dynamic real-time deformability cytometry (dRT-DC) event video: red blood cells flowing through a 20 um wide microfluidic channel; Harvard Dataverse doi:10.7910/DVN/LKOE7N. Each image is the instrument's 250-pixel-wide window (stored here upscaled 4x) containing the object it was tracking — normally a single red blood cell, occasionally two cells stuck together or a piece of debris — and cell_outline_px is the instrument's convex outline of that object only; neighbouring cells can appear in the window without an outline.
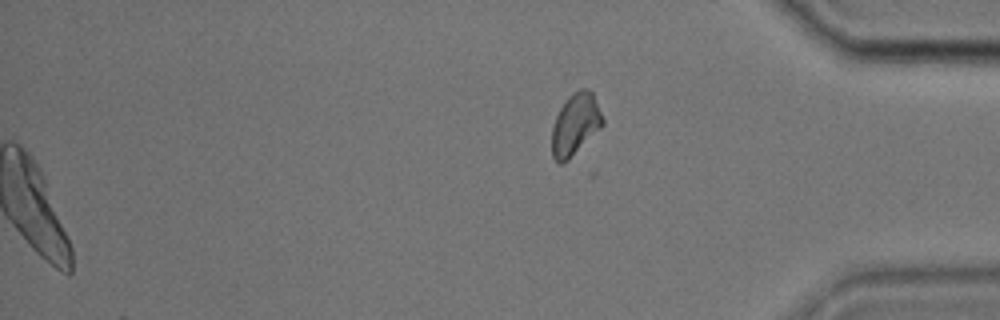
{"species": "common noctule bat (a hibernating species)", "species_latin": "Nyctalus noctula", "temperature_condition": "cold", "stored_images_in_passage": 35, "camera_frame_rate_fps": 3000, "um_per_image_px": 0.085, "animal": {"sex": "male", "body_mass_g": 17.9, "forearm_length_mm": 54.2}, "frame": {"image": 1, "passage_image": 35, "time_ms": 11.333, "image_size_px": [1000, 320], "cell_outline_px": [[604, 124], [564, 164], [560, 164], [552, 156], [552, 128], [556, 116], [560, 108], [568, 96], [572, 92], [580, 88], [588, 88], [592, 92], [604, 120]], "centroid_in_image_um": [48.89, 10.56], "position_along_channel_um": 386.3, "area_um2": 18.15}}